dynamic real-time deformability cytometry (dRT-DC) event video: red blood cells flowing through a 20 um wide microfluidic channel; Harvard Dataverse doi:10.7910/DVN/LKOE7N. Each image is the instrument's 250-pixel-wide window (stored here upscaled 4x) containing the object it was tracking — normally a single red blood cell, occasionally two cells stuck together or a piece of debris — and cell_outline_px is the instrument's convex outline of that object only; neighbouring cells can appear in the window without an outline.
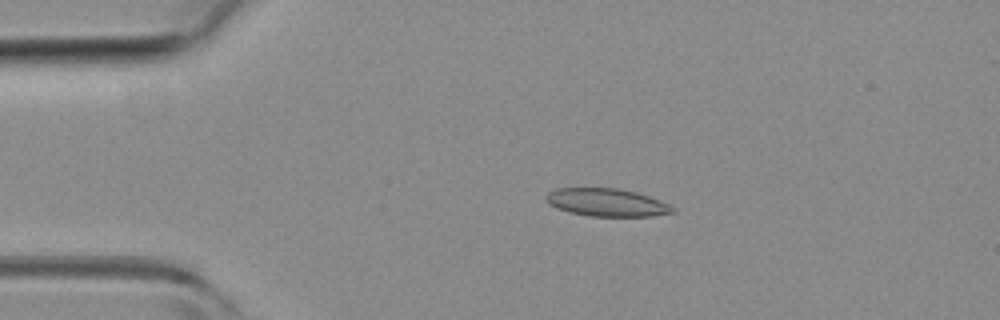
{"species": "common noctule bat (a hibernating species)", "species_latin": "Nyctalus noctula", "temperature_condition": "room temperature", "stored_images_in_passage": 3, "camera_frame_rate_fps": 3000, "um_per_image_px": 0.085, "animal": {"sex": "female", "body_mass_g": 19.3, "forearm_length_mm": 54.1}, "frame": {"image": 1, "passage_image": 2, "time_ms": 1.0, "image_size_px": [1000, 320], "cell_outline_px": [[676, 212], [652, 216], [588, 216], [568, 212], [556, 208], [548, 204], [544, 200], [544, 196], [548, 192], [556, 188], [616, 188], [636, 192], [648, 196], [668, 204], [676, 208]], "centroid_in_image_um": [51.52, 17.21], "position_along_channel_um": 33.5, "area_um2": 20.69}}
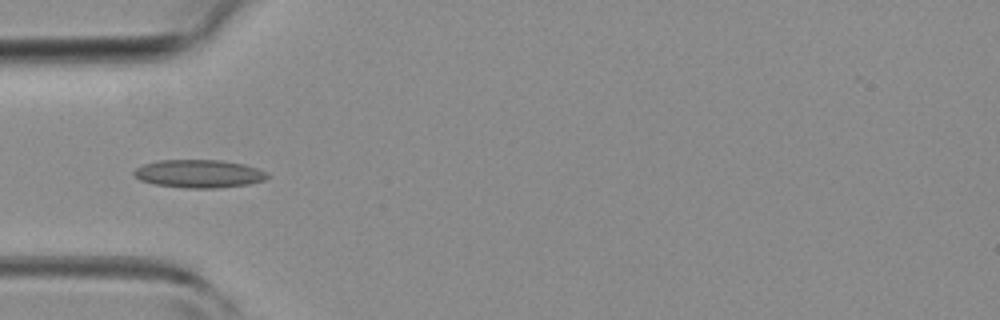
{"frame": {"image": 2, "passage_image": 3, "time_ms": 2.667, "image_size_px": [1000, 320], "cell_outline_px": [[272, 176], [264, 180], [248, 184], [216, 188], [188, 188], [156, 184], [140, 180], [132, 172], [136, 168], [144, 164], [160, 160], [220, 160], [244, 164], [268, 172]], "centroid_in_image_um": [16.95, 14.76], "position_along_channel_um": 68.0, "area_um2": 21.73}}